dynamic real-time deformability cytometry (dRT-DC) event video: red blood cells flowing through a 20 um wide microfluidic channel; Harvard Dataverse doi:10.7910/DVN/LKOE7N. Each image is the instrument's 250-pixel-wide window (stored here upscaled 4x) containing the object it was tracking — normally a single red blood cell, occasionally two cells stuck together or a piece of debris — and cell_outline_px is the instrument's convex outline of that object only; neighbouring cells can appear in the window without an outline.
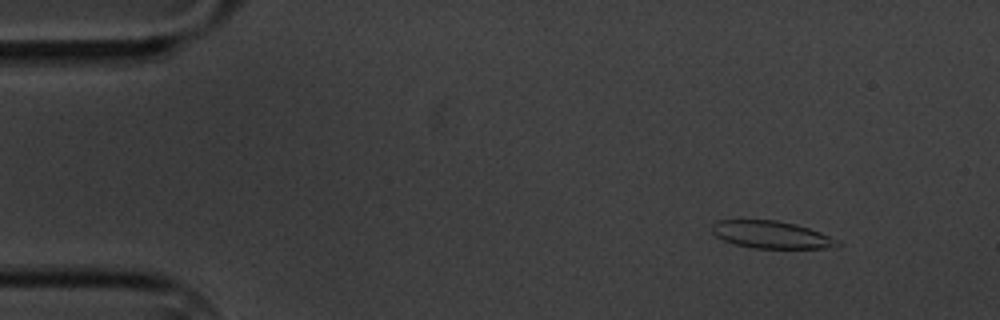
{"species": "common noctule bat (a hibernating species)", "species_latin": "Nyctalus noctula", "temperature_condition": "cold", "stored_images_in_passage": 3, "camera_frame_rate_fps": 3000, "um_per_image_px": 0.085, "animal": {"sex": "male", "body_mass_g": 20.1, "forearm_length_mm": 53.5}, "frame": {"image": 1, "passage_image": 1, "time_ms": 0.0, "image_size_px": [1000, 320], "cell_outline_px": [[844, 244], [824, 248], [752, 248], [736, 244], [724, 240], [716, 236], [712, 232], [712, 224], [716, 220], [776, 220], [796, 224], [820, 232], [840, 240]], "centroid_in_image_um": [65.58, 19.95], "position_along_channel_um": 19.4, "area_um2": 20.0}}